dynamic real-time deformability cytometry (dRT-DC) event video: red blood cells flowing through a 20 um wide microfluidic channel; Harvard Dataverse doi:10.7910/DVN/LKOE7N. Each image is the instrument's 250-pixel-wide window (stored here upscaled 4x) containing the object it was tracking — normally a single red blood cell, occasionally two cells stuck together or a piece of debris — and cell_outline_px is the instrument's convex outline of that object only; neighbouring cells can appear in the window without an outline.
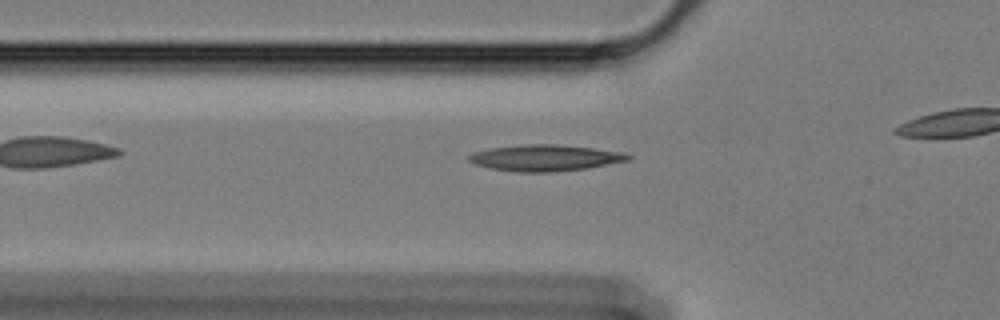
{"species": "Egyptian fruit bat (a non-hibernating species)", "species_latin": "Rousettus aegyptiacus", "temperature_condition": "cold", "stored_images_in_passage": 30, "camera_frame_rate_fps": 3000, "um_per_image_px": 0.085, "animal": {"sex": "female"}, "frame": {"image": 1, "passage_image": 2, "time_ms": 0.333, "image_size_px": [1000, 320], "cell_outline_px": [[632, 156], [628, 160], [588, 168], [552, 172], [516, 172], [492, 168], [476, 164], [468, 160], [468, 156], [472, 152], [488, 148], [520, 144], [556, 144], [592, 148], [624, 152]], "centroid_in_image_um": [46.31, 13.41], "position_along_channel_um": 79.5, "area_um2": 24.39}}
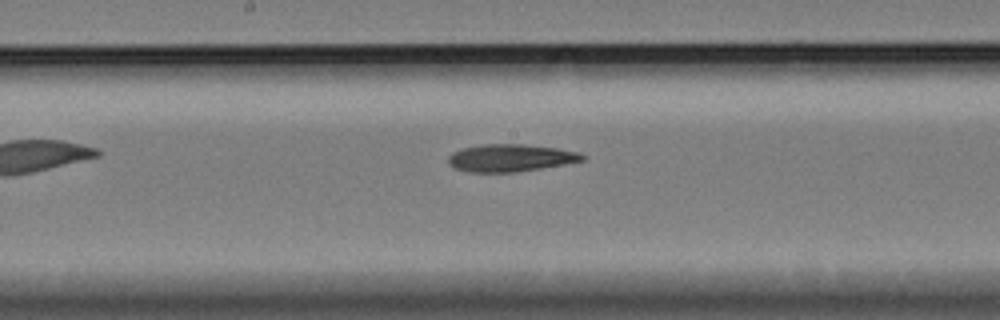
{"frame": {"image": 2, "passage_image": 13, "time_ms": 4.0, "image_size_px": [1000, 320], "cell_outline_px": [[588, 156], [584, 160], [564, 164], [516, 172], [468, 172], [452, 168], [448, 164], [448, 156], [452, 152], [464, 148], [480, 144], [524, 144], [560, 148], [580, 152]], "centroid_in_image_um": [43.39, 13.41], "position_along_channel_um": 204.8, "area_um2": 21.68}}
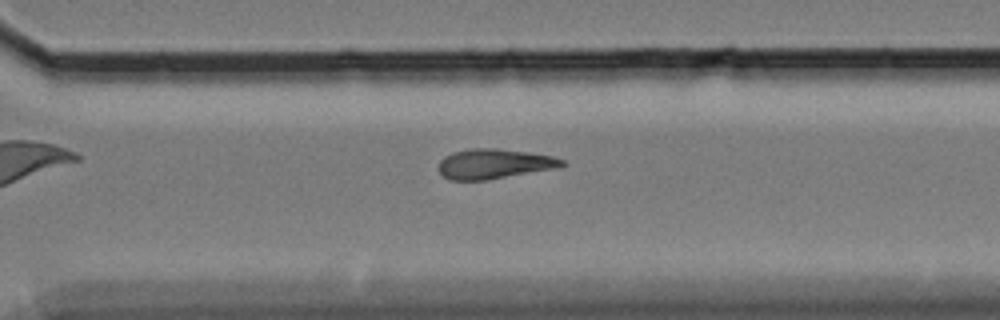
{"frame": {"image": 3, "passage_image": 24, "time_ms": 7.667, "image_size_px": [1000, 320], "cell_outline_px": [[568, 164], [560, 168], [488, 180], [448, 180], [440, 172], [440, 160], [444, 156], [452, 152], [468, 148], [496, 148], [528, 152], [552, 156], [564, 160]], "centroid_in_image_um": [42.05, 13.93], "position_along_channel_um": 328.6, "area_um2": 21.79}}